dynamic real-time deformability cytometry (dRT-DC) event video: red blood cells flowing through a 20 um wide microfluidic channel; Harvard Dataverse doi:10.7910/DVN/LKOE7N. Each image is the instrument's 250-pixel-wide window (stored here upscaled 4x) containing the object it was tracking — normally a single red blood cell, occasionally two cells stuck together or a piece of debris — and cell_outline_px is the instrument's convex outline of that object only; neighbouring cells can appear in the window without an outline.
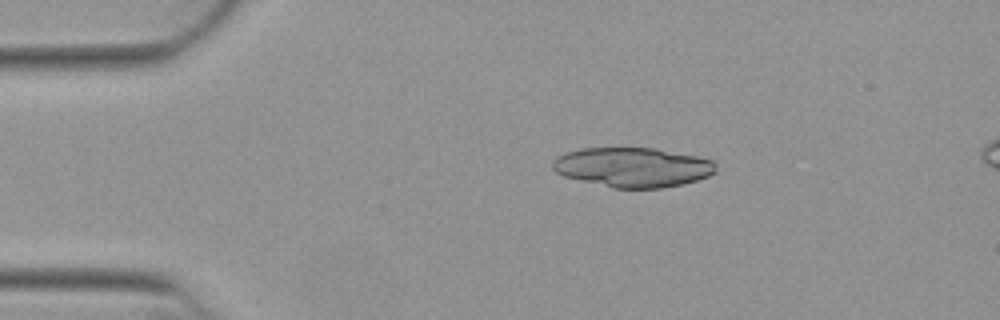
{"species": "Egyptian fruit bat (a non-hibernating species)", "species_latin": "Rousettus aegyptiacus", "temperature_condition": "warm", "stored_images_in_passage": 30, "camera_frame_rate_fps": 3000, "um_per_image_px": 0.085, "animal": {"sex": "female"}, "frame": {"image": 1, "passage_image": 1, "time_ms": 0.0, "image_size_px": [1000, 320], "cell_outline_px": [[716, 172], [708, 176], [684, 184], [660, 188], [612, 188], [564, 176], [556, 172], [552, 168], [552, 160], [556, 156], [564, 152], [580, 148], [656, 148], [696, 156], [712, 160], [716, 164]], "centroid_in_image_um": [53.76, 14.21], "position_along_channel_um": 31.2, "area_um2": 37.86}}